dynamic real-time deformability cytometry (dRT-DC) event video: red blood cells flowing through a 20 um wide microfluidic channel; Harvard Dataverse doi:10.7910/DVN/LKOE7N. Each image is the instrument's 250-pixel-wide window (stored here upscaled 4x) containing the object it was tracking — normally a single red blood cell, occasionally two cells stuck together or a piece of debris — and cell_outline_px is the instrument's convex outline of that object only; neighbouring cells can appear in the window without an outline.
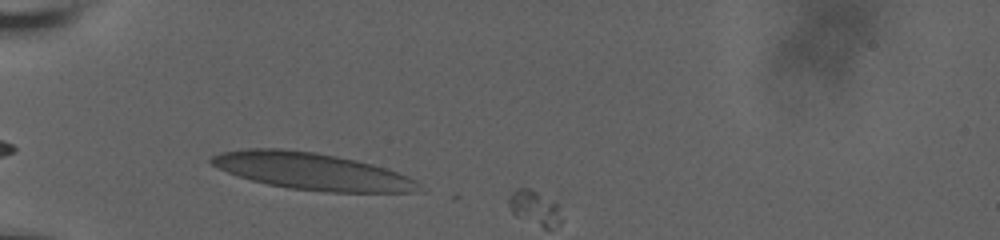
{"species": "human", "species_latin": "Homo sapiens", "temperature_condition": "room temperature", "stored_images_in_passage": 3, "camera_frame_rate_fps": 3000, "um_per_image_px": 0.085, "donor": {"sex": "male"}, "frame": {"image": 1, "passage_image": 1, "time_ms": 0.0, "image_size_px": [1000, 240], "cell_outline_px": [[424, 192], [328, 192], [288, 188], [268, 184], [252, 180], [228, 172], [212, 164], [208, 160], [212, 156], [220, 152], [248, 148], [280, 148], [316, 152], [356, 160], [372, 164], [408, 176], [416, 180], [420, 184]], "centroid_in_image_um": [26.54, 14.56], "position_along_channel_um": 58.5, "area_um2": 44.56}}